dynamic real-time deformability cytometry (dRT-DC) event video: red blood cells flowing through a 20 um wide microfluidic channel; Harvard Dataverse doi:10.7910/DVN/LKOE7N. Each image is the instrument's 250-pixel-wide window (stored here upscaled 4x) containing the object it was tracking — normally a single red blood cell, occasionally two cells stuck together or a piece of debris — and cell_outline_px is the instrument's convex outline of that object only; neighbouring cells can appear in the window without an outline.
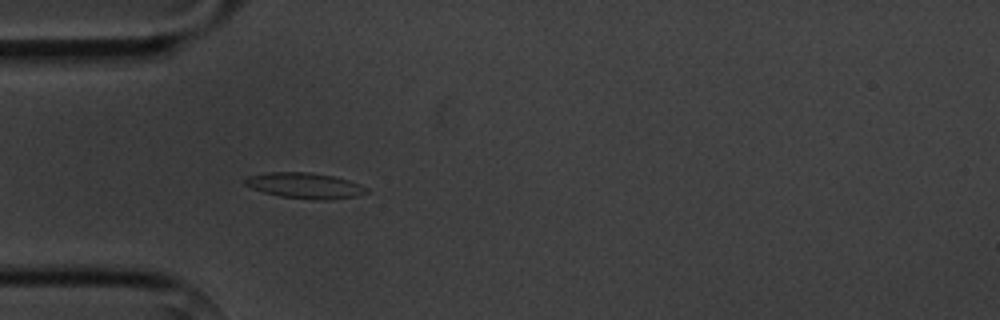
{"species": "common noctule bat (a hibernating species)", "species_latin": "Nyctalus noctula", "temperature_condition": "cold", "stored_images_in_passage": 4, "camera_frame_rate_fps": 3000, "um_per_image_px": 0.085, "animal": {"sex": "male", "body_mass_g": 20.1, "forearm_length_mm": 53.5}, "frame": {"image": 1, "passage_image": 4, "time_ms": 3.333, "image_size_px": [1000, 320], "cell_outline_px": [[368, 192], [356, 196], [324, 200], [316, 200], [280, 196], [264, 192], [252, 188], [244, 184], [244, 180], [248, 176], [268, 172], [308, 172], [332, 176], [348, 180], [360, 184], [368, 188]], "centroid_in_image_um": [25.91, 15.77], "position_along_channel_um": 59.1, "area_um2": 18.03}}